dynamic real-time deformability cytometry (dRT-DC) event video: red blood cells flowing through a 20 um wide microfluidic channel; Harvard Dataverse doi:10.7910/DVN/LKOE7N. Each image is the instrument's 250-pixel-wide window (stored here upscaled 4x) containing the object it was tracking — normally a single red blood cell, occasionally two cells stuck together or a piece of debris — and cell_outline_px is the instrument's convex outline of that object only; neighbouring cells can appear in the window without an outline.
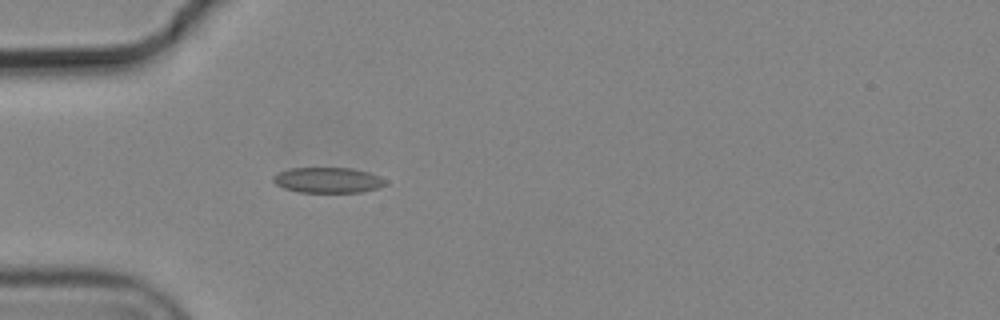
{"species": "common noctule bat (a hibernating species)", "species_latin": "Nyctalus noctula", "temperature_condition": "cold", "stored_images_in_passage": 5, "camera_frame_rate_fps": 3000, "um_per_image_px": 0.085, "animal": {"sex": "male", "body_mass_g": 19.2, "forearm_length_mm": 51.8}, "frame": {"image": 1, "passage_image": 5, "time_ms": 1.333, "image_size_px": [1000, 320], "cell_outline_px": [[388, 184], [376, 188], [360, 192], [300, 192], [284, 188], [276, 184], [272, 180], [272, 176], [280, 172], [292, 168], [352, 168], [368, 172], [380, 176], [388, 180]], "centroid_in_image_um": [27.9, 15.31], "position_along_channel_um": 57.1, "area_um2": 16.65}}